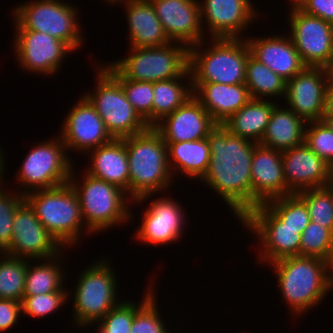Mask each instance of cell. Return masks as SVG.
Instances as JSON below:
<instances>
[{
	"instance_id": "cell-39",
	"label": "cell",
	"mask_w": 333,
	"mask_h": 333,
	"mask_svg": "<svg viewBox=\"0 0 333 333\" xmlns=\"http://www.w3.org/2000/svg\"><path fill=\"white\" fill-rule=\"evenodd\" d=\"M333 249V232L318 223L310 222L301 234L300 256L326 260Z\"/></svg>"
},
{
	"instance_id": "cell-7",
	"label": "cell",
	"mask_w": 333,
	"mask_h": 333,
	"mask_svg": "<svg viewBox=\"0 0 333 333\" xmlns=\"http://www.w3.org/2000/svg\"><path fill=\"white\" fill-rule=\"evenodd\" d=\"M110 262L102 259L82 271L73 294L75 326L84 329L94 325L119 305L117 284Z\"/></svg>"
},
{
	"instance_id": "cell-32",
	"label": "cell",
	"mask_w": 333,
	"mask_h": 333,
	"mask_svg": "<svg viewBox=\"0 0 333 333\" xmlns=\"http://www.w3.org/2000/svg\"><path fill=\"white\" fill-rule=\"evenodd\" d=\"M60 254L44 259L39 264L32 266L28 262L25 279V290L23 295H39L52 292H68L64 289V270L62 268V259Z\"/></svg>"
},
{
	"instance_id": "cell-29",
	"label": "cell",
	"mask_w": 333,
	"mask_h": 333,
	"mask_svg": "<svg viewBox=\"0 0 333 333\" xmlns=\"http://www.w3.org/2000/svg\"><path fill=\"white\" fill-rule=\"evenodd\" d=\"M165 143L172 175L179 172L186 177L201 181L210 164V149L207 138Z\"/></svg>"
},
{
	"instance_id": "cell-24",
	"label": "cell",
	"mask_w": 333,
	"mask_h": 333,
	"mask_svg": "<svg viewBox=\"0 0 333 333\" xmlns=\"http://www.w3.org/2000/svg\"><path fill=\"white\" fill-rule=\"evenodd\" d=\"M246 41L251 55L286 82L306 67L289 35L251 37Z\"/></svg>"
},
{
	"instance_id": "cell-48",
	"label": "cell",
	"mask_w": 333,
	"mask_h": 333,
	"mask_svg": "<svg viewBox=\"0 0 333 333\" xmlns=\"http://www.w3.org/2000/svg\"><path fill=\"white\" fill-rule=\"evenodd\" d=\"M327 76V85H333V59L324 67Z\"/></svg>"
},
{
	"instance_id": "cell-25",
	"label": "cell",
	"mask_w": 333,
	"mask_h": 333,
	"mask_svg": "<svg viewBox=\"0 0 333 333\" xmlns=\"http://www.w3.org/2000/svg\"><path fill=\"white\" fill-rule=\"evenodd\" d=\"M191 84L193 96L216 124H223L251 99L245 83L228 85L191 82Z\"/></svg>"
},
{
	"instance_id": "cell-16",
	"label": "cell",
	"mask_w": 333,
	"mask_h": 333,
	"mask_svg": "<svg viewBox=\"0 0 333 333\" xmlns=\"http://www.w3.org/2000/svg\"><path fill=\"white\" fill-rule=\"evenodd\" d=\"M63 121L59 133L66 150H78L89 153L114 138L106 129L96 109L83 96L79 98Z\"/></svg>"
},
{
	"instance_id": "cell-47",
	"label": "cell",
	"mask_w": 333,
	"mask_h": 333,
	"mask_svg": "<svg viewBox=\"0 0 333 333\" xmlns=\"http://www.w3.org/2000/svg\"><path fill=\"white\" fill-rule=\"evenodd\" d=\"M323 116H333V85H327Z\"/></svg>"
},
{
	"instance_id": "cell-49",
	"label": "cell",
	"mask_w": 333,
	"mask_h": 333,
	"mask_svg": "<svg viewBox=\"0 0 333 333\" xmlns=\"http://www.w3.org/2000/svg\"><path fill=\"white\" fill-rule=\"evenodd\" d=\"M4 152L2 151V148H1V146H0V184H3V182H2V180L4 179V177H3V175H4V172L6 171V170H4V168H5V166H4V161L5 160H3L4 159V154H3ZM2 179V180H1ZM1 186V185H0Z\"/></svg>"
},
{
	"instance_id": "cell-28",
	"label": "cell",
	"mask_w": 333,
	"mask_h": 333,
	"mask_svg": "<svg viewBox=\"0 0 333 333\" xmlns=\"http://www.w3.org/2000/svg\"><path fill=\"white\" fill-rule=\"evenodd\" d=\"M306 124L288 106L283 108L276 104L259 144L280 151L296 147L304 142Z\"/></svg>"
},
{
	"instance_id": "cell-9",
	"label": "cell",
	"mask_w": 333,
	"mask_h": 333,
	"mask_svg": "<svg viewBox=\"0 0 333 333\" xmlns=\"http://www.w3.org/2000/svg\"><path fill=\"white\" fill-rule=\"evenodd\" d=\"M17 6L13 8L15 30L47 33L67 44L73 52L82 45L79 13L73 5L63 0H36Z\"/></svg>"
},
{
	"instance_id": "cell-19",
	"label": "cell",
	"mask_w": 333,
	"mask_h": 333,
	"mask_svg": "<svg viewBox=\"0 0 333 333\" xmlns=\"http://www.w3.org/2000/svg\"><path fill=\"white\" fill-rule=\"evenodd\" d=\"M199 4L201 24L206 22L211 38H241L260 15L250 0H204Z\"/></svg>"
},
{
	"instance_id": "cell-45",
	"label": "cell",
	"mask_w": 333,
	"mask_h": 333,
	"mask_svg": "<svg viewBox=\"0 0 333 333\" xmlns=\"http://www.w3.org/2000/svg\"><path fill=\"white\" fill-rule=\"evenodd\" d=\"M299 8L309 15L333 24V0H305Z\"/></svg>"
},
{
	"instance_id": "cell-8",
	"label": "cell",
	"mask_w": 333,
	"mask_h": 333,
	"mask_svg": "<svg viewBox=\"0 0 333 333\" xmlns=\"http://www.w3.org/2000/svg\"><path fill=\"white\" fill-rule=\"evenodd\" d=\"M108 64L123 79L164 81L180 77L188 69L189 48L178 42L159 47H130V55Z\"/></svg>"
},
{
	"instance_id": "cell-23",
	"label": "cell",
	"mask_w": 333,
	"mask_h": 333,
	"mask_svg": "<svg viewBox=\"0 0 333 333\" xmlns=\"http://www.w3.org/2000/svg\"><path fill=\"white\" fill-rule=\"evenodd\" d=\"M282 165L286 186L292 193L328 185L329 164L304 142L282 151Z\"/></svg>"
},
{
	"instance_id": "cell-17",
	"label": "cell",
	"mask_w": 333,
	"mask_h": 333,
	"mask_svg": "<svg viewBox=\"0 0 333 333\" xmlns=\"http://www.w3.org/2000/svg\"><path fill=\"white\" fill-rule=\"evenodd\" d=\"M327 90L324 67L306 66L286 82L285 101L306 123L323 118Z\"/></svg>"
},
{
	"instance_id": "cell-15",
	"label": "cell",
	"mask_w": 333,
	"mask_h": 333,
	"mask_svg": "<svg viewBox=\"0 0 333 333\" xmlns=\"http://www.w3.org/2000/svg\"><path fill=\"white\" fill-rule=\"evenodd\" d=\"M14 51L20 67L28 73L43 75L55 74L66 55L73 51L61 40L47 33L15 30ZM63 60V61H62Z\"/></svg>"
},
{
	"instance_id": "cell-30",
	"label": "cell",
	"mask_w": 333,
	"mask_h": 333,
	"mask_svg": "<svg viewBox=\"0 0 333 333\" xmlns=\"http://www.w3.org/2000/svg\"><path fill=\"white\" fill-rule=\"evenodd\" d=\"M276 104L268 99H250L222 125L233 135L260 143Z\"/></svg>"
},
{
	"instance_id": "cell-36",
	"label": "cell",
	"mask_w": 333,
	"mask_h": 333,
	"mask_svg": "<svg viewBox=\"0 0 333 333\" xmlns=\"http://www.w3.org/2000/svg\"><path fill=\"white\" fill-rule=\"evenodd\" d=\"M102 66L121 84L127 100L149 127H152L153 82L123 79L109 64Z\"/></svg>"
},
{
	"instance_id": "cell-41",
	"label": "cell",
	"mask_w": 333,
	"mask_h": 333,
	"mask_svg": "<svg viewBox=\"0 0 333 333\" xmlns=\"http://www.w3.org/2000/svg\"><path fill=\"white\" fill-rule=\"evenodd\" d=\"M0 186V253H4L11 244L14 215L17 208L25 201L19 191H4ZM11 194V195H10Z\"/></svg>"
},
{
	"instance_id": "cell-35",
	"label": "cell",
	"mask_w": 333,
	"mask_h": 333,
	"mask_svg": "<svg viewBox=\"0 0 333 333\" xmlns=\"http://www.w3.org/2000/svg\"><path fill=\"white\" fill-rule=\"evenodd\" d=\"M285 226L300 229L311 222L305 202L296 194L277 197L263 203Z\"/></svg>"
},
{
	"instance_id": "cell-18",
	"label": "cell",
	"mask_w": 333,
	"mask_h": 333,
	"mask_svg": "<svg viewBox=\"0 0 333 333\" xmlns=\"http://www.w3.org/2000/svg\"><path fill=\"white\" fill-rule=\"evenodd\" d=\"M150 1L171 42L182 43L189 48L204 41L205 26L201 24L198 0Z\"/></svg>"
},
{
	"instance_id": "cell-1",
	"label": "cell",
	"mask_w": 333,
	"mask_h": 333,
	"mask_svg": "<svg viewBox=\"0 0 333 333\" xmlns=\"http://www.w3.org/2000/svg\"><path fill=\"white\" fill-rule=\"evenodd\" d=\"M210 164L201 179L223 198L238 220L252 210V157L256 142L233 135L222 124L209 133Z\"/></svg>"
},
{
	"instance_id": "cell-12",
	"label": "cell",
	"mask_w": 333,
	"mask_h": 333,
	"mask_svg": "<svg viewBox=\"0 0 333 333\" xmlns=\"http://www.w3.org/2000/svg\"><path fill=\"white\" fill-rule=\"evenodd\" d=\"M241 223L260 243V264L299 255L300 229L285 226L264 204L253 208Z\"/></svg>"
},
{
	"instance_id": "cell-38",
	"label": "cell",
	"mask_w": 333,
	"mask_h": 333,
	"mask_svg": "<svg viewBox=\"0 0 333 333\" xmlns=\"http://www.w3.org/2000/svg\"><path fill=\"white\" fill-rule=\"evenodd\" d=\"M306 204L311 222L333 232V192L326 186L296 193Z\"/></svg>"
},
{
	"instance_id": "cell-53",
	"label": "cell",
	"mask_w": 333,
	"mask_h": 333,
	"mask_svg": "<svg viewBox=\"0 0 333 333\" xmlns=\"http://www.w3.org/2000/svg\"><path fill=\"white\" fill-rule=\"evenodd\" d=\"M107 1H108V3H112V4H115V2L116 3H118L119 4V2H120V4H121V2H123V3H125V2H128L129 0H106V3H107Z\"/></svg>"
},
{
	"instance_id": "cell-26",
	"label": "cell",
	"mask_w": 333,
	"mask_h": 333,
	"mask_svg": "<svg viewBox=\"0 0 333 333\" xmlns=\"http://www.w3.org/2000/svg\"><path fill=\"white\" fill-rule=\"evenodd\" d=\"M90 167L85 171L92 177L114 184L129 195V166L125 138L113 139L90 150Z\"/></svg>"
},
{
	"instance_id": "cell-21",
	"label": "cell",
	"mask_w": 333,
	"mask_h": 333,
	"mask_svg": "<svg viewBox=\"0 0 333 333\" xmlns=\"http://www.w3.org/2000/svg\"><path fill=\"white\" fill-rule=\"evenodd\" d=\"M216 125L206 109L192 95L153 128L161 135L164 142H182L207 138Z\"/></svg>"
},
{
	"instance_id": "cell-5",
	"label": "cell",
	"mask_w": 333,
	"mask_h": 333,
	"mask_svg": "<svg viewBox=\"0 0 333 333\" xmlns=\"http://www.w3.org/2000/svg\"><path fill=\"white\" fill-rule=\"evenodd\" d=\"M24 198L63 248L77 244L83 232L90 234L85 231L79 199L69 182L51 189L32 191Z\"/></svg>"
},
{
	"instance_id": "cell-22",
	"label": "cell",
	"mask_w": 333,
	"mask_h": 333,
	"mask_svg": "<svg viewBox=\"0 0 333 333\" xmlns=\"http://www.w3.org/2000/svg\"><path fill=\"white\" fill-rule=\"evenodd\" d=\"M252 209L268 200L293 194L286 186L282 151L257 144L251 166Z\"/></svg>"
},
{
	"instance_id": "cell-11",
	"label": "cell",
	"mask_w": 333,
	"mask_h": 333,
	"mask_svg": "<svg viewBox=\"0 0 333 333\" xmlns=\"http://www.w3.org/2000/svg\"><path fill=\"white\" fill-rule=\"evenodd\" d=\"M58 137L34 145L23 160L16 180L24 188L19 191L24 196L32 191L51 189L69 182L74 166L60 135Z\"/></svg>"
},
{
	"instance_id": "cell-4",
	"label": "cell",
	"mask_w": 333,
	"mask_h": 333,
	"mask_svg": "<svg viewBox=\"0 0 333 333\" xmlns=\"http://www.w3.org/2000/svg\"><path fill=\"white\" fill-rule=\"evenodd\" d=\"M211 41L205 50H200L205 40L189 47L191 82L245 83L247 59L251 54L245 37L212 38Z\"/></svg>"
},
{
	"instance_id": "cell-31",
	"label": "cell",
	"mask_w": 333,
	"mask_h": 333,
	"mask_svg": "<svg viewBox=\"0 0 333 333\" xmlns=\"http://www.w3.org/2000/svg\"><path fill=\"white\" fill-rule=\"evenodd\" d=\"M182 79H189L187 85L181 83L184 82ZM192 95L189 68L180 77L153 82L152 127L163 117L174 112Z\"/></svg>"
},
{
	"instance_id": "cell-42",
	"label": "cell",
	"mask_w": 333,
	"mask_h": 333,
	"mask_svg": "<svg viewBox=\"0 0 333 333\" xmlns=\"http://www.w3.org/2000/svg\"><path fill=\"white\" fill-rule=\"evenodd\" d=\"M306 125L304 143L326 163L332 164L333 131L322 120Z\"/></svg>"
},
{
	"instance_id": "cell-13",
	"label": "cell",
	"mask_w": 333,
	"mask_h": 333,
	"mask_svg": "<svg viewBox=\"0 0 333 333\" xmlns=\"http://www.w3.org/2000/svg\"><path fill=\"white\" fill-rule=\"evenodd\" d=\"M288 17L289 36L303 63L325 67L333 59V24L299 7L290 8Z\"/></svg>"
},
{
	"instance_id": "cell-27",
	"label": "cell",
	"mask_w": 333,
	"mask_h": 333,
	"mask_svg": "<svg viewBox=\"0 0 333 333\" xmlns=\"http://www.w3.org/2000/svg\"><path fill=\"white\" fill-rule=\"evenodd\" d=\"M126 7L130 47H159L170 43L150 0H129Z\"/></svg>"
},
{
	"instance_id": "cell-20",
	"label": "cell",
	"mask_w": 333,
	"mask_h": 333,
	"mask_svg": "<svg viewBox=\"0 0 333 333\" xmlns=\"http://www.w3.org/2000/svg\"><path fill=\"white\" fill-rule=\"evenodd\" d=\"M179 202L168 197L153 200L143 212L136 240L144 244L163 245L182 237L186 215Z\"/></svg>"
},
{
	"instance_id": "cell-52",
	"label": "cell",
	"mask_w": 333,
	"mask_h": 333,
	"mask_svg": "<svg viewBox=\"0 0 333 333\" xmlns=\"http://www.w3.org/2000/svg\"><path fill=\"white\" fill-rule=\"evenodd\" d=\"M291 8L299 7L305 0H290Z\"/></svg>"
},
{
	"instance_id": "cell-43",
	"label": "cell",
	"mask_w": 333,
	"mask_h": 333,
	"mask_svg": "<svg viewBox=\"0 0 333 333\" xmlns=\"http://www.w3.org/2000/svg\"><path fill=\"white\" fill-rule=\"evenodd\" d=\"M123 301L94 324H99L97 333H130L135 316V303L130 300Z\"/></svg>"
},
{
	"instance_id": "cell-51",
	"label": "cell",
	"mask_w": 333,
	"mask_h": 333,
	"mask_svg": "<svg viewBox=\"0 0 333 333\" xmlns=\"http://www.w3.org/2000/svg\"><path fill=\"white\" fill-rule=\"evenodd\" d=\"M322 121L333 131V116H323Z\"/></svg>"
},
{
	"instance_id": "cell-6",
	"label": "cell",
	"mask_w": 333,
	"mask_h": 333,
	"mask_svg": "<svg viewBox=\"0 0 333 333\" xmlns=\"http://www.w3.org/2000/svg\"><path fill=\"white\" fill-rule=\"evenodd\" d=\"M73 173L72 168L69 183L78 196L86 231L95 235L121 222V225L129 222L133 216L127 205V200L131 199L126 197V192L86 172L80 182Z\"/></svg>"
},
{
	"instance_id": "cell-10",
	"label": "cell",
	"mask_w": 333,
	"mask_h": 333,
	"mask_svg": "<svg viewBox=\"0 0 333 333\" xmlns=\"http://www.w3.org/2000/svg\"><path fill=\"white\" fill-rule=\"evenodd\" d=\"M97 68L94 93L82 96L96 109L111 136L122 139L146 131L149 125L127 100L121 84L103 66Z\"/></svg>"
},
{
	"instance_id": "cell-14",
	"label": "cell",
	"mask_w": 333,
	"mask_h": 333,
	"mask_svg": "<svg viewBox=\"0 0 333 333\" xmlns=\"http://www.w3.org/2000/svg\"><path fill=\"white\" fill-rule=\"evenodd\" d=\"M62 248L24 201L15 212L11 244L4 253L33 262L54 257Z\"/></svg>"
},
{
	"instance_id": "cell-50",
	"label": "cell",
	"mask_w": 333,
	"mask_h": 333,
	"mask_svg": "<svg viewBox=\"0 0 333 333\" xmlns=\"http://www.w3.org/2000/svg\"><path fill=\"white\" fill-rule=\"evenodd\" d=\"M327 187L333 192V163L329 165V181Z\"/></svg>"
},
{
	"instance_id": "cell-34",
	"label": "cell",
	"mask_w": 333,
	"mask_h": 333,
	"mask_svg": "<svg viewBox=\"0 0 333 333\" xmlns=\"http://www.w3.org/2000/svg\"><path fill=\"white\" fill-rule=\"evenodd\" d=\"M0 255V299L21 302L30 259L13 257L5 253Z\"/></svg>"
},
{
	"instance_id": "cell-40",
	"label": "cell",
	"mask_w": 333,
	"mask_h": 333,
	"mask_svg": "<svg viewBox=\"0 0 333 333\" xmlns=\"http://www.w3.org/2000/svg\"><path fill=\"white\" fill-rule=\"evenodd\" d=\"M69 292H52L39 295H23L22 313L32 318H40L53 314L69 300Z\"/></svg>"
},
{
	"instance_id": "cell-33",
	"label": "cell",
	"mask_w": 333,
	"mask_h": 333,
	"mask_svg": "<svg viewBox=\"0 0 333 333\" xmlns=\"http://www.w3.org/2000/svg\"><path fill=\"white\" fill-rule=\"evenodd\" d=\"M245 84L251 99L285 98L286 81L251 54L247 59Z\"/></svg>"
},
{
	"instance_id": "cell-3",
	"label": "cell",
	"mask_w": 333,
	"mask_h": 333,
	"mask_svg": "<svg viewBox=\"0 0 333 333\" xmlns=\"http://www.w3.org/2000/svg\"><path fill=\"white\" fill-rule=\"evenodd\" d=\"M270 264L277 275L283 301L296 317L315 308L329 293L325 260L297 255Z\"/></svg>"
},
{
	"instance_id": "cell-37",
	"label": "cell",
	"mask_w": 333,
	"mask_h": 333,
	"mask_svg": "<svg viewBox=\"0 0 333 333\" xmlns=\"http://www.w3.org/2000/svg\"><path fill=\"white\" fill-rule=\"evenodd\" d=\"M154 288L146 290L142 301L135 302V316L130 333H171L161 320ZM156 297V298H155Z\"/></svg>"
},
{
	"instance_id": "cell-44",
	"label": "cell",
	"mask_w": 333,
	"mask_h": 333,
	"mask_svg": "<svg viewBox=\"0 0 333 333\" xmlns=\"http://www.w3.org/2000/svg\"><path fill=\"white\" fill-rule=\"evenodd\" d=\"M22 313L21 302L12 299H0V332L13 327Z\"/></svg>"
},
{
	"instance_id": "cell-46",
	"label": "cell",
	"mask_w": 333,
	"mask_h": 333,
	"mask_svg": "<svg viewBox=\"0 0 333 333\" xmlns=\"http://www.w3.org/2000/svg\"><path fill=\"white\" fill-rule=\"evenodd\" d=\"M325 262H326V281L328 289L330 291L333 289V249L328 254V257L326 258Z\"/></svg>"
},
{
	"instance_id": "cell-2",
	"label": "cell",
	"mask_w": 333,
	"mask_h": 333,
	"mask_svg": "<svg viewBox=\"0 0 333 333\" xmlns=\"http://www.w3.org/2000/svg\"><path fill=\"white\" fill-rule=\"evenodd\" d=\"M129 166V199L142 203L153 193L170 189L173 175L168 164L167 146L153 128L125 137Z\"/></svg>"
}]
</instances>
